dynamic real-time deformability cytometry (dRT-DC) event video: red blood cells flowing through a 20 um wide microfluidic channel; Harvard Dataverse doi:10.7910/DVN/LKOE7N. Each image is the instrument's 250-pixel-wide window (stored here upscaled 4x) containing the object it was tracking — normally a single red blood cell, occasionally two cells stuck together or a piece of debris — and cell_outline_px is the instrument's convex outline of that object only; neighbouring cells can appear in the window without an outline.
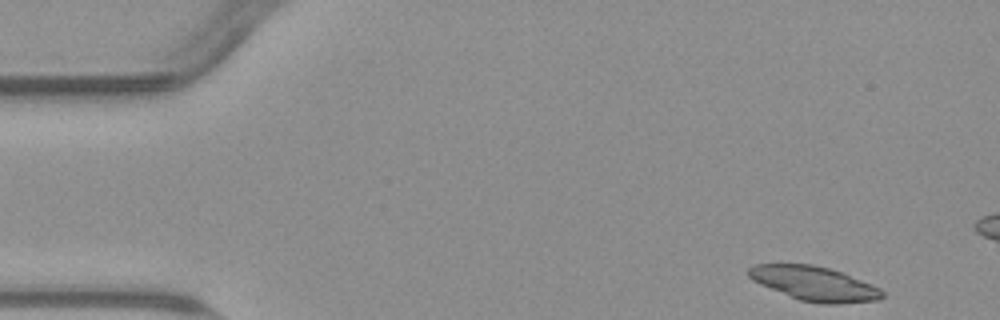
{"species": "common noctule bat (a hibernating species)", "species_latin": "Nyctalus noctula", "temperature_condition": "warm", "stored_images_in_passage": 13, "camera_frame_rate_fps": 3000, "um_per_image_px": 0.085, "animal": {"sex": "male", "body_mass_g": 23.1, "forearm_length_mm": 52.7}, "frame": {"image": 1, "passage_image": 1, "time_ms": 0.0, "image_size_px": [1000, 320], "cell_outline_px": [[884, 296], [876, 300], [840, 304], [820, 304], [800, 300], [760, 284], [752, 280], [748, 276], [748, 268], [756, 264], [812, 264], [828, 268], [840, 272], [872, 284], [880, 288], [884, 292]], "centroid_in_image_um": [69.22, 24.11], "position_along_channel_um": 15.8, "area_um2": 26.53}}